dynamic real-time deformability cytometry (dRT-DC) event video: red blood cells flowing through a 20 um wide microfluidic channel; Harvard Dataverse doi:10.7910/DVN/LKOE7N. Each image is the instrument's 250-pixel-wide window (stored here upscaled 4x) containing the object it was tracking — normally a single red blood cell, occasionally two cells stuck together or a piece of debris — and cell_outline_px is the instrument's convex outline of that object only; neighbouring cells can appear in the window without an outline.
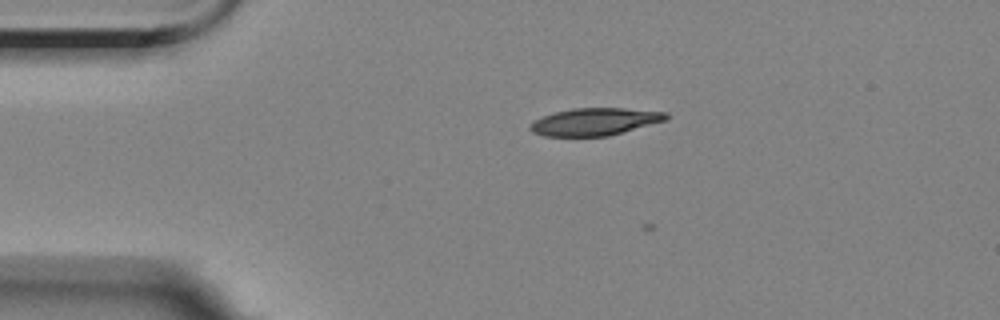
{"species": "Egyptian fruit bat (a non-hibernating species)", "species_latin": "Rousettus aegyptiacus", "temperature_condition": "room temperature", "stored_images_in_passage": 15, "camera_frame_rate_fps": 3000, "um_per_image_px": 0.085, "animal": {"sex": "female"}, "frame": {"image": 1, "passage_image": 4, "time_ms": 3.333, "image_size_px": [1000, 320], "cell_outline_px": [[668, 120], [608, 136], [544, 136], [532, 132], [528, 128], [536, 120], [544, 116], [556, 112], [572, 108], [624, 108], [668, 112]], "centroid_in_image_um": [50.61, 10.34], "position_along_channel_um": 34.4, "area_um2": 21.62}}
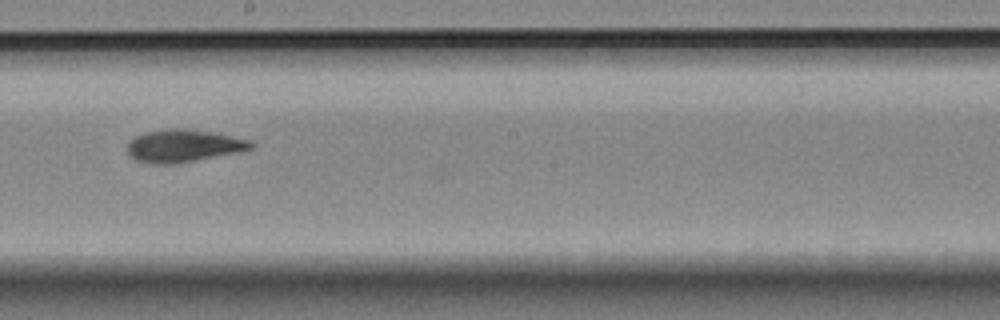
{"frame": {"image": 2, "passage_image": 9, "time_ms": 10.0, "image_size_px": [1000, 320], "cell_outline_px": [[256, 144], [252, 148], [240, 152], [172, 164], [156, 164], [136, 160], [128, 156], [128, 140], [136, 136], [148, 132], [168, 128], [184, 128], [212, 132], [252, 140]], "centroid_in_image_um": [15.61, 12.39], "position_along_channel_um": 232.6, "area_um2": 23.47}}
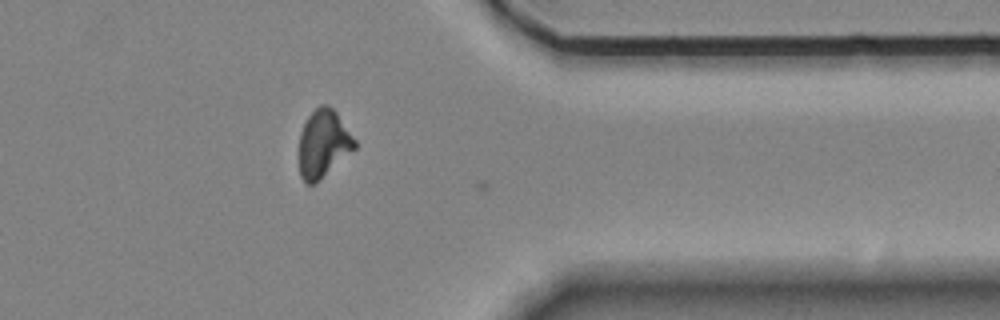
{"frame": {"image": 3, "passage_image": 13, "time_ms": 14.667, "image_size_px": [1000, 320], "cell_outline_px": [[356, 148], [312, 184], [308, 184], [300, 176], [300, 132], [308, 116], [320, 104], [328, 104], [336, 112], [356, 140]], "centroid_in_image_um": [27.49, 12.16], "position_along_channel_um": 383.9, "area_um2": 21.33}, "authors_computed_cell_mechanics": {"area_um2": 22.0218, "velocity_mm_per_s": 3.5139, "shape_relaxation_time_tau1_ms": null, "shape_relaxation_time_tau2_ms": 8.3124, "deformation_change_tau1": null, "deformation_change_tau2": 0.1412}}